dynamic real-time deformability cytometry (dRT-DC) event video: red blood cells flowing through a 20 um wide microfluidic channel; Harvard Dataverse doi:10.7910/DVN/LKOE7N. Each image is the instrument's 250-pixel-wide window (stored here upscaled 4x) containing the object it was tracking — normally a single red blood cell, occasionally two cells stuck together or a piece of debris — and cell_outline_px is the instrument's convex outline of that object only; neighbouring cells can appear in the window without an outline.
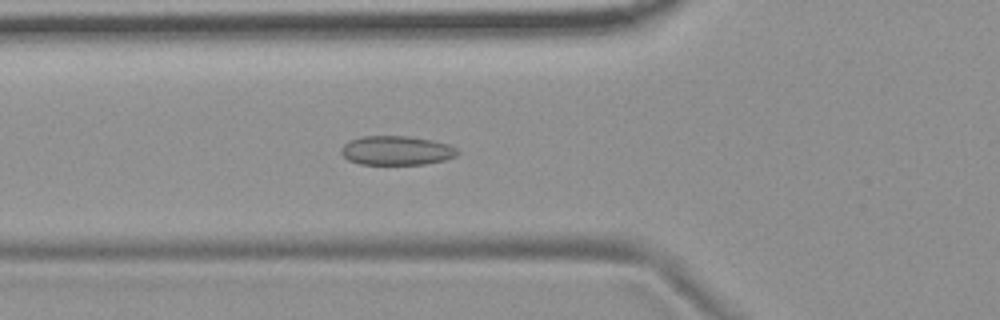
{"species": "common noctule bat (a hibernating species)", "species_latin": "Nyctalus noctula", "temperature_condition": "room temperature", "stored_images_in_passage": 40, "camera_frame_rate_fps": 3000, "um_per_image_px": 0.085, "animal": {"sex": "female", "body_mass_g": 19.9}, "frame": {"image": 1, "passage_image": 16, "time_ms": 5.0, "image_size_px": [1000, 320], "cell_outline_px": [[460, 152], [456, 156], [444, 160], [424, 164], [360, 164], [348, 160], [340, 152], [340, 148], [344, 144], [352, 140], [364, 136], [408, 136], [432, 140], [448, 144], [456, 148]], "centroid_in_image_um": [33.71, 12.79], "position_along_channel_um": 92.1, "area_um2": 19.71}}
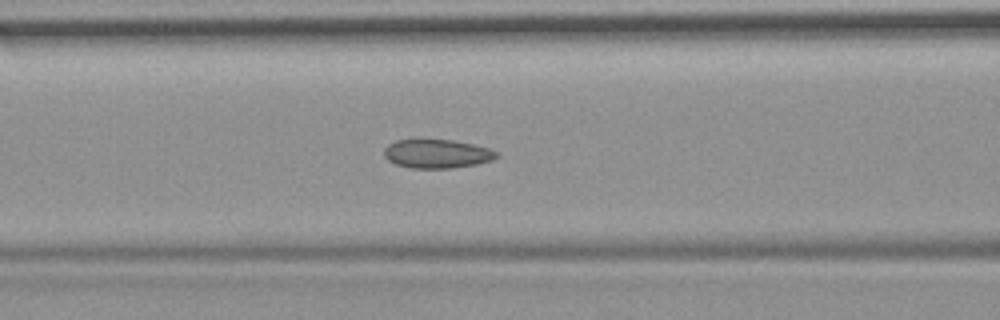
{"frame": {"image": 2, "passage_image": 19, "time_ms": 6.0, "image_size_px": [1000, 320], "cell_outline_px": [[500, 156], [492, 160], [476, 164], [452, 168], [412, 168], [396, 164], [388, 160], [384, 156], [384, 148], [388, 144], [396, 140], [452, 140], [472, 144], [488, 148], [500, 152]], "centroid_in_image_um": [37.16, 13.07], "position_along_channel_um": 129.4, "area_um2": 18.84}}
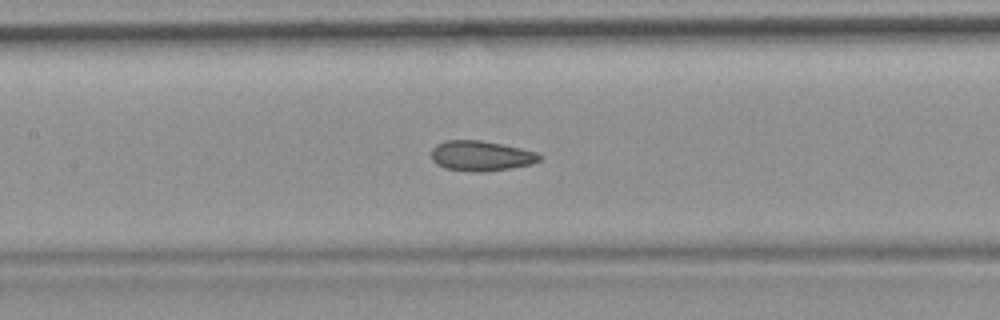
{"frame": {"image": 3, "passage_image": 22, "time_ms": 7.0, "image_size_px": [1000, 320], "cell_outline_px": [[540, 160], [532, 164], [512, 168], [484, 172], [472, 172], [444, 168], [436, 164], [432, 160], [432, 148], [436, 144], [448, 140], [480, 140], [504, 144], [536, 152], [540, 156]], "centroid_in_image_um": [40.87, 13.25], "position_along_channel_um": 166.5, "area_um2": 19.13}, "authors_computed_cell_mechanics": {"area_um2": 19.5075, "velocity_mm_per_s": 3.7098, "shape_relaxation_time_tau1_ms": null, "shape_relaxation_time_tau2_ms": 1.8868, "deformation_change_tau1": null, "deformation_change_tau2": 0.0766}}